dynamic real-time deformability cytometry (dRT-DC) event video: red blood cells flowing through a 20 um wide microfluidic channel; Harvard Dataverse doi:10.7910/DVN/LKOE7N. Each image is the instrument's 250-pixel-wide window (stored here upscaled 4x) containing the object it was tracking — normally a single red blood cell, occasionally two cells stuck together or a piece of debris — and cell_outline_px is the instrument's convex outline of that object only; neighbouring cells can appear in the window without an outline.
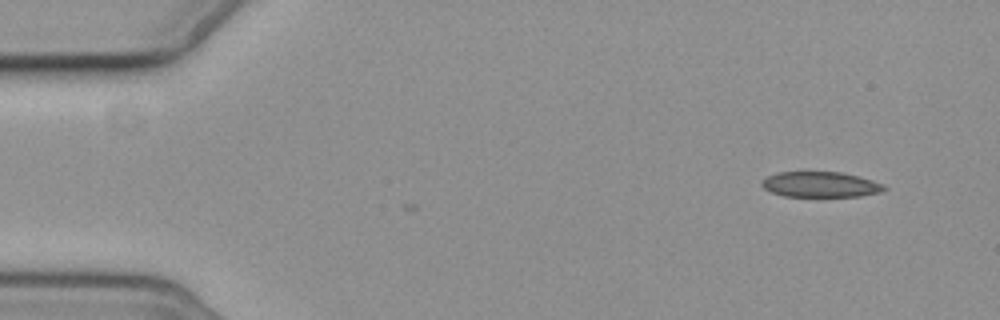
{"species": "common noctule bat (a hibernating species)", "species_latin": "Nyctalus noctula", "temperature_condition": "cold", "stored_images_in_passage": 3, "camera_frame_rate_fps": 3000, "um_per_image_px": 0.085, "animal": {"sex": "female", "body_mass_g": 19.3, "forearm_length_mm": 54.1}, "frame": {"image": 1, "passage_image": 3, "time_ms": 2.333, "image_size_px": [1000, 320], "cell_outline_px": [[888, 188], [880, 192], [860, 196], [784, 196], [772, 192], [764, 188], [760, 184], [760, 180], [776, 172], [840, 172], [872, 180]], "centroid_in_image_um": [69.68, 15.68], "position_along_channel_um": 15.3, "area_um2": 17.98}}